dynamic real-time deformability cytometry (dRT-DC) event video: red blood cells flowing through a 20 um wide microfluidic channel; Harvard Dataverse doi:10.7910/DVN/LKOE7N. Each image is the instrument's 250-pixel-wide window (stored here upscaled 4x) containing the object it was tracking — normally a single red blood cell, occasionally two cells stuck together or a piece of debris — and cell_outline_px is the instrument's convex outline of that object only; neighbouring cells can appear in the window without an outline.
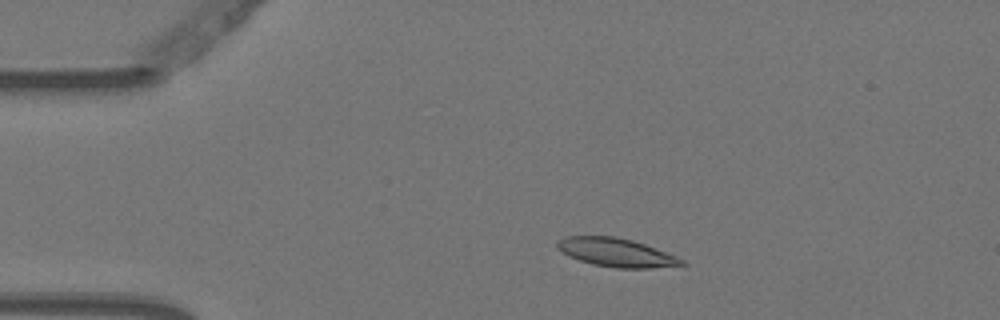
{"species": "Egyptian fruit bat (a non-hibernating species)", "species_latin": "Rousettus aegyptiacus", "temperature_condition": "warm", "stored_images_in_passage": 4, "camera_frame_rate_fps": 3000, "um_per_image_px": 0.085, "animal": {"sex": "female"}, "frame": {"image": 1, "passage_image": 2, "time_ms": 0.333, "image_size_px": [1000, 320], "cell_outline_px": [[688, 264], [652, 268], [616, 268], [592, 264], [568, 256], [556, 248], [556, 240], [564, 236], [616, 236], [632, 240], [644, 244], [676, 256], [684, 260]], "centroid_in_image_um": [52.34, 21.45], "position_along_channel_um": 32.7, "area_um2": 20.75}}
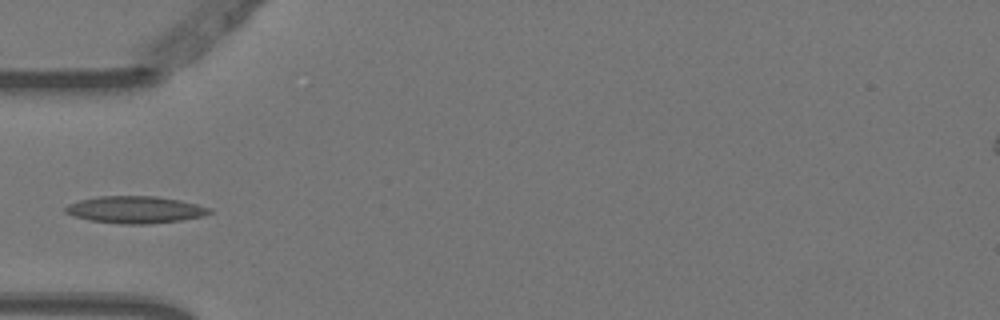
{"frame": {"image": 2, "passage_image": 4, "time_ms": 1.0, "image_size_px": [1000, 320], "cell_outline_px": [[212, 212], [204, 216], [180, 220], [148, 224], [120, 224], [88, 220], [72, 216], [64, 212], [64, 208], [68, 204], [80, 200], [100, 196], [156, 196], [180, 200], [212, 208]], "centroid_in_image_um": [11.48, 17.82], "position_along_channel_um": 73.5, "area_um2": 22.83}}